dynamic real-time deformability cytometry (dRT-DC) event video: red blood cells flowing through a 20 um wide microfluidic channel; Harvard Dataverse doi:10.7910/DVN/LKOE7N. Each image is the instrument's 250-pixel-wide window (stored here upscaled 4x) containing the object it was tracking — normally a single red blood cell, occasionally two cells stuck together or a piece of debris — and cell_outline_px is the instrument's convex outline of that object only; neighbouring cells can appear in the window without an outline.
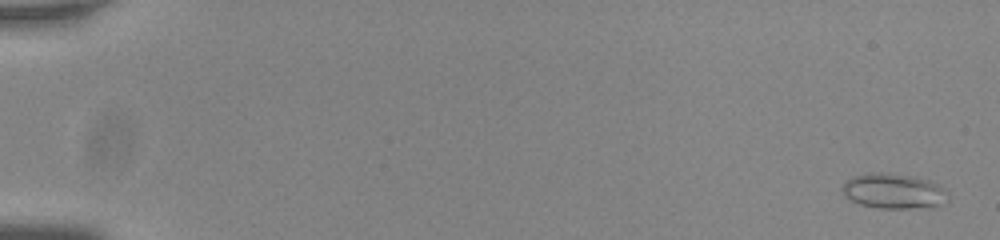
{"species": "common noctule bat (a hibernating species)", "species_latin": "Nyctalus noctula", "temperature_condition": "room temperature", "stored_images_in_passage": 56, "camera_frame_rate_fps": 3000, "um_per_image_px": 0.085, "animal": {"sex": "male", "body_mass_g": 20.0, "forearm_length_mm": 53.3}, "frame": {"image": 1, "passage_image": 2, "time_ms": 0.333, "image_size_px": [1000, 240], "cell_outline_px": [[948, 204], [932, 208], [876, 208], [860, 204], [852, 200], [840, 188], [852, 176], [872, 172], [880, 172], [912, 176], [928, 180], [944, 188], [948, 192]], "centroid_in_image_um": [76.04, 16.26], "position_along_channel_um": 9.0, "area_um2": 21.85}}
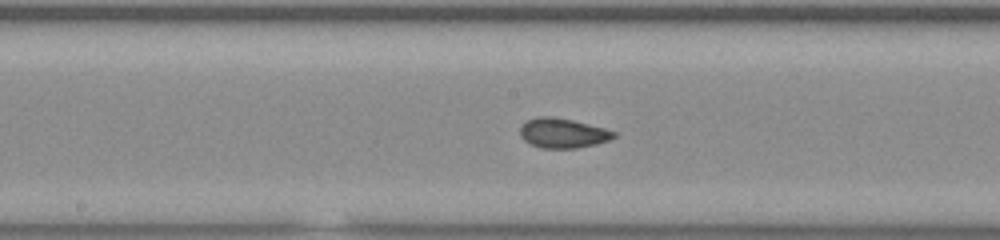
{"frame": {"image": 2, "passage_image": 31, "time_ms": 10.0, "image_size_px": [1000, 240], "cell_outline_px": [[616, 136], [608, 140], [596, 144], [576, 148], [540, 148], [528, 144], [520, 136], [520, 124], [536, 116], [548, 116], [572, 120], [604, 128], [616, 132]], "centroid_in_image_um": [47.78, 11.32], "position_along_channel_um": 200.4, "area_um2": 16.3}}
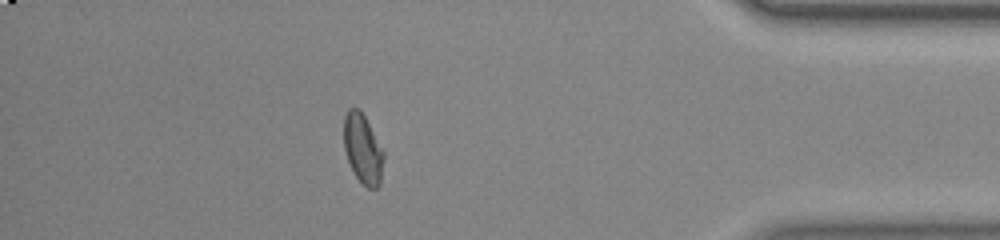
{"frame": {"image": 3, "passage_image": 50, "time_ms": 16.333, "image_size_px": [1000, 240], "cell_outline_px": [[384, 156], [380, 184], [376, 188], [368, 188], [356, 176], [348, 160], [344, 148], [344, 116], [348, 108], [360, 108], [384, 152]], "centroid_in_image_um": [30.83, 12.62], "position_along_channel_um": 404.4, "area_um2": 15.95}}